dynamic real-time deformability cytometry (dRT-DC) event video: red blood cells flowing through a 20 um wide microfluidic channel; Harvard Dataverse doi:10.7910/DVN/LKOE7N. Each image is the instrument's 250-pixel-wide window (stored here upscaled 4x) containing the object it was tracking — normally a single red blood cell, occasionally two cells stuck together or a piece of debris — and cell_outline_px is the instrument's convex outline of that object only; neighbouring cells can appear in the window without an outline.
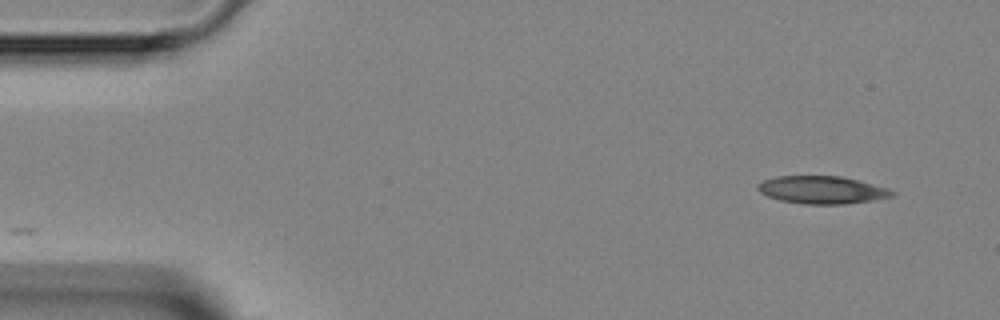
{"species": "Egyptian fruit bat (a non-hibernating species)", "species_latin": "Rousettus aegyptiacus", "temperature_condition": "room temperature", "stored_images_in_passage": 5, "segment_of_instrument_passage": [1, 2], "camera_frame_rate_fps": 3000, "um_per_image_px": 0.085, "animal": {"sex": "female"}, "frame": {"image": 1, "passage_image": 1, "time_ms": 0.0, "image_size_px": [1000, 320], "cell_outline_px": [[896, 192], [892, 196], [872, 200], [844, 204], [804, 204], [780, 200], [768, 196], [760, 192], [756, 188], [756, 184], [764, 180], [776, 176], [840, 176], [888, 188]], "centroid_in_image_um": [69.83, 16.14], "position_along_channel_um": 15.2, "area_um2": 21.5}}
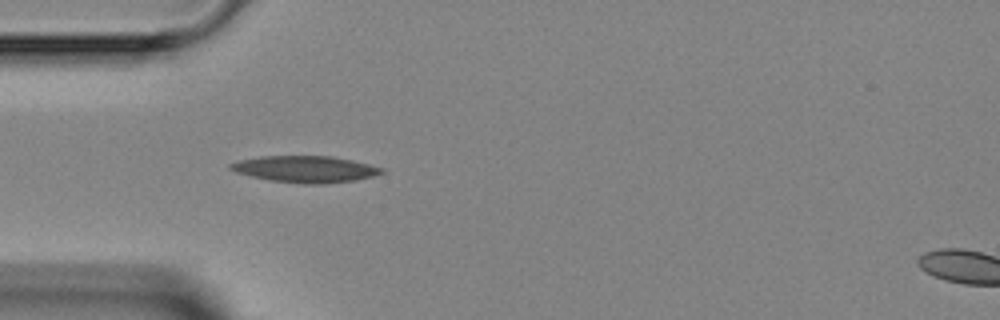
{"frame": {"image": 2, "passage_image": 4, "time_ms": 3.333, "image_size_px": [1000, 320], "cell_outline_px": [[384, 172], [372, 176], [356, 180], [324, 184], [300, 184], [268, 180], [236, 172], [228, 168], [228, 164], [240, 160], [260, 156], [332, 156], [352, 160], [384, 168]], "centroid_in_image_um": [25.94, 14.38], "position_along_channel_um": 59.1, "area_um2": 23.47}}